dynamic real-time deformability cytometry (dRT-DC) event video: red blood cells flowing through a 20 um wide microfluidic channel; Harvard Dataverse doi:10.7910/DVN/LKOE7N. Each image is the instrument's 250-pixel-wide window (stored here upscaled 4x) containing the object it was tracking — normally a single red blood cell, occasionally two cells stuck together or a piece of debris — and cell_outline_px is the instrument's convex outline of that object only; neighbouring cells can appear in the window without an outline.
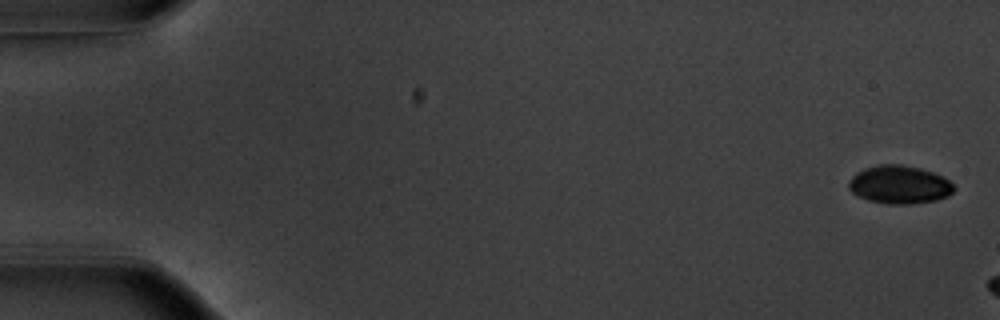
{"species": "common noctule bat (a hibernating species)", "species_latin": "Nyctalus noctula", "temperature_condition": "warm", "stored_images_in_passage": 8, "camera_frame_rate_fps": 3000, "um_per_image_px": 0.085, "animal": {"sex": "male", "body_mass_g": 20.1, "forearm_length_mm": 53.5}, "frame": {"image": 1, "passage_image": 1, "time_ms": 0.0, "image_size_px": [1000, 320], "cell_outline_px": [[956, 188], [948, 196], [936, 200], [912, 204], [888, 204], [868, 200], [852, 192], [848, 188], [848, 180], [856, 172], [864, 168], [880, 164], [900, 164], [920, 168], [944, 176]], "centroid_in_image_um": [76.44, 15.69], "position_along_channel_um": 8.6, "area_um2": 23.52}}